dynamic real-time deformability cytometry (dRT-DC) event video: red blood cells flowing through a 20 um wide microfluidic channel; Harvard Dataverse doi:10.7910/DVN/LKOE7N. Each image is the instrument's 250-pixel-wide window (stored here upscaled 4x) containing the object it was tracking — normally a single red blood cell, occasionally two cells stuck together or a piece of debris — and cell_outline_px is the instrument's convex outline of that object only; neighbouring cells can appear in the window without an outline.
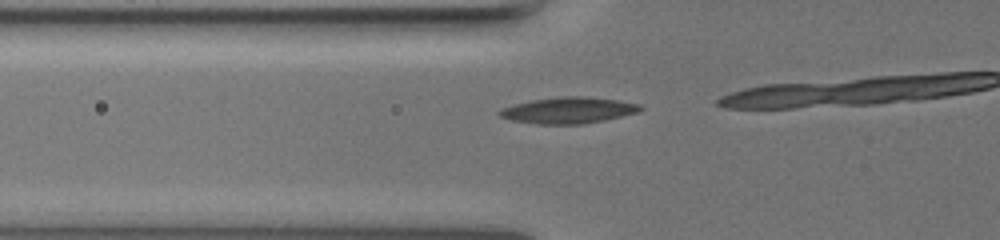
{"species": "common noctule bat (a hibernating species)", "species_latin": "Nyctalus noctula", "temperature_condition": "warm", "stored_images_in_passage": 6, "camera_frame_rate_fps": 3000, "um_per_image_px": 0.085, "animal": {"sex": "female", "body_mass_g": 19.5, "forearm_length_mm": 54.1}, "frame": {"image": 1, "passage_image": 2, "time_ms": 0.333, "image_size_px": [1000, 240], "cell_outline_px": [[644, 108], [640, 112], [604, 120], [584, 124], [536, 124], [512, 120], [500, 116], [496, 112], [500, 108], [532, 100], [560, 96], [580, 96], [616, 100], [640, 104]], "centroid_in_image_um": [48.31, 9.38], "position_along_channel_um": 77.5, "area_um2": 21.5}}
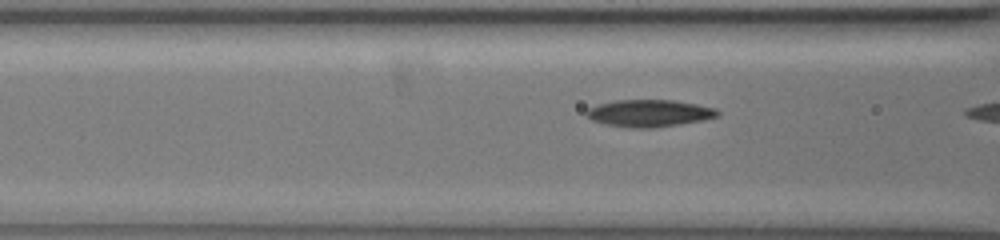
{"frame": {"image": 2, "passage_image": 5, "time_ms": 1.333, "image_size_px": [1000, 240], "cell_outline_px": [[720, 116], [704, 120], [680, 124], [652, 128], [632, 128], [604, 124], [592, 120], [584, 116], [584, 112], [588, 108], [596, 104], [616, 100], [672, 100], [696, 104], [716, 108], [720, 112]], "centroid_in_image_um": [55.16, 9.62], "position_along_channel_um": 111.4, "area_um2": 20.98}}